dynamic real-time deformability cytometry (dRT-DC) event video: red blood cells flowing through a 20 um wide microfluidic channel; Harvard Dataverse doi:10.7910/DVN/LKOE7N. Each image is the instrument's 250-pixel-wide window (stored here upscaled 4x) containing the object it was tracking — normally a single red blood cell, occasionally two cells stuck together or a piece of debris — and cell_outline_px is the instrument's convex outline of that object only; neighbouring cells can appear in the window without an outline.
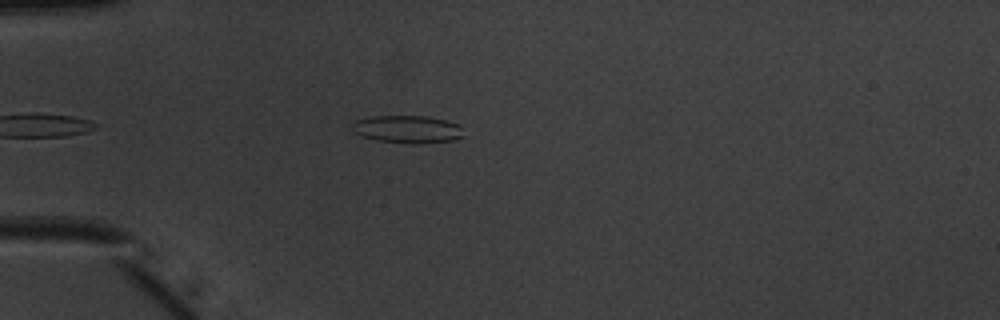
{"species": "common noctule bat (a hibernating species)", "species_latin": "Nyctalus noctula", "temperature_condition": "warm", "stored_images_in_passage": 26, "camera_frame_rate_fps": 3000, "um_per_image_px": 0.085, "animal": {"sex": "male", "body_mass_g": 20.1, "forearm_length_mm": 53.5}, "frame": {"image": 1, "passage_image": 2, "time_ms": 0.333, "image_size_px": [1000, 320], "cell_outline_px": [[464, 136], [452, 140], [420, 144], [416, 144], [376, 140], [360, 136], [352, 132], [352, 124], [356, 120], [372, 116], [424, 116], [444, 120], [460, 124]], "centroid_in_image_um": [34.61, 10.99], "position_along_channel_um": 50.4, "area_um2": 18.03}}
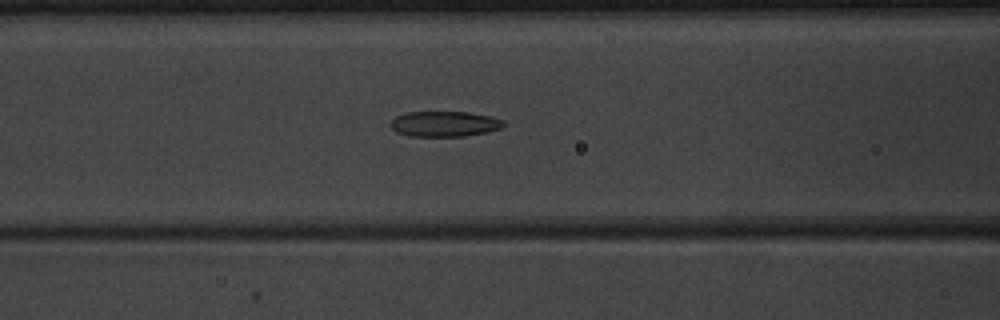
{"frame": {"image": 2, "passage_image": 9, "time_ms": 2.667, "image_size_px": [1000, 320], "cell_outline_px": [[504, 124], [500, 128], [484, 132], [464, 136], [408, 136], [396, 132], [388, 124], [396, 116], [408, 112], [468, 112], [492, 116], [504, 120]], "centroid_in_image_um": [37.75, 10.53], "position_along_channel_um": 128.9, "area_um2": 16.7}}
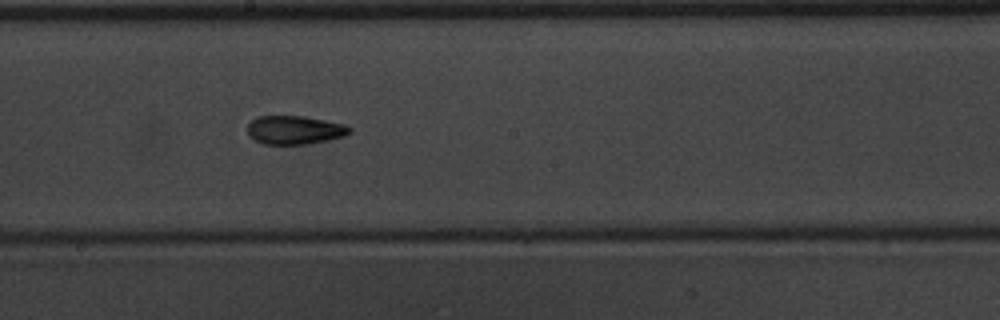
{"frame": {"image": 3, "passage_image": 16, "time_ms": 5.0, "image_size_px": [1000, 320], "cell_outline_px": [[352, 132], [344, 136], [328, 140], [308, 144], [264, 144], [248, 136], [248, 124], [256, 116], [304, 116], [344, 124], [352, 128]], "centroid_in_image_um": [25.05, 11.05], "position_along_channel_um": 223.1, "area_um2": 17.05}}